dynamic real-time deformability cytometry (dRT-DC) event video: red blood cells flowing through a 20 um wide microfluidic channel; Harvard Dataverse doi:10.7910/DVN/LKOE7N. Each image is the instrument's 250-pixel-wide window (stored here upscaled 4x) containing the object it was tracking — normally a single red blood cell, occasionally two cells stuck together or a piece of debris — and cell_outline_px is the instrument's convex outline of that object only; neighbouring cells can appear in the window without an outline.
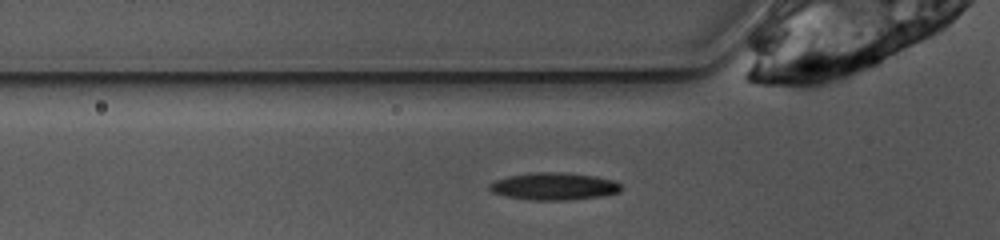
{"species": "common noctule bat (a hibernating species)", "species_latin": "Nyctalus noctula", "temperature_condition": "warm", "stored_images_in_passage": 25, "camera_frame_rate_fps": 3000, "um_per_image_px": 0.085, "animal": {"sex": "female", "body_mass_g": 10.0, "forearm_length_mm": 53.1}, "frame": {"image": 1, "passage_image": 2, "time_ms": 0.333, "image_size_px": [1000, 240], "cell_outline_px": [[624, 188], [620, 192], [600, 196], [568, 200], [532, 200], [504, 196], [492, 192], [488, 188], [488, 184], [496, 180], [508, 176], [536, 172], [560, 172], [596, 176], [616, 180]], "centroid_in_image_um": [47.11, 15.83], "position_along_channel_um": 78.7, "area_um2": 21.1}}
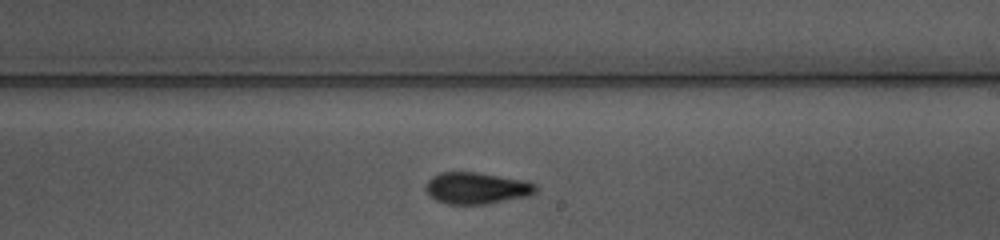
{"frame": {"image": 2, "passage_image": 15, "time_ms": 4.667, "image_size_px": [1000, 240], "cell_outline_px": [[536, 192], [528, 196], [488, 204], [448, 204], [436, 200], [428, 196], [424, 188], [424, 184], [432, 176], [440, 172], [476, 172], [524, 180], [536, 184]], "centroid_in_image_um": [40.46, 15.99], "position_along_channel_um": 248.5, "area_um2": 20.46}}
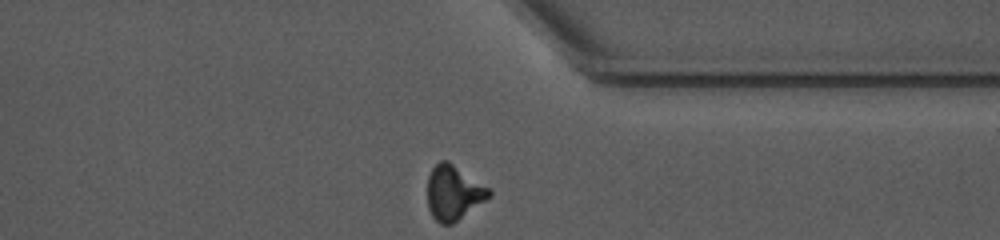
{"frame": {"image": 3, "passage_image": 25, "time_ms": 8.0, "image_size_px": [1000, 240], "cell_outline_px": [[492, 196], [452, 224], [440, 224], [432, 216], [428, 208], [428, 176], [432, 168], [440, 160], [448, 160], [488, 188], [492, 192]], "centroid_in_image_um": [38.54, 16.38], "position_along_channel_um": 372.9, "area_um2": 19.48}, "authors_computed_cell_mechanics": {"area_um2": 20.2878, "velocity_mm_per_s": 3.8868, "shape_relaxation_time_tau1_ms": 4.7644, "shape_relaxation_time_tau2_ms": 3.4311, "deformation_change_tau1": 0.1569, "deformation_change_tau2": 0.1134}}